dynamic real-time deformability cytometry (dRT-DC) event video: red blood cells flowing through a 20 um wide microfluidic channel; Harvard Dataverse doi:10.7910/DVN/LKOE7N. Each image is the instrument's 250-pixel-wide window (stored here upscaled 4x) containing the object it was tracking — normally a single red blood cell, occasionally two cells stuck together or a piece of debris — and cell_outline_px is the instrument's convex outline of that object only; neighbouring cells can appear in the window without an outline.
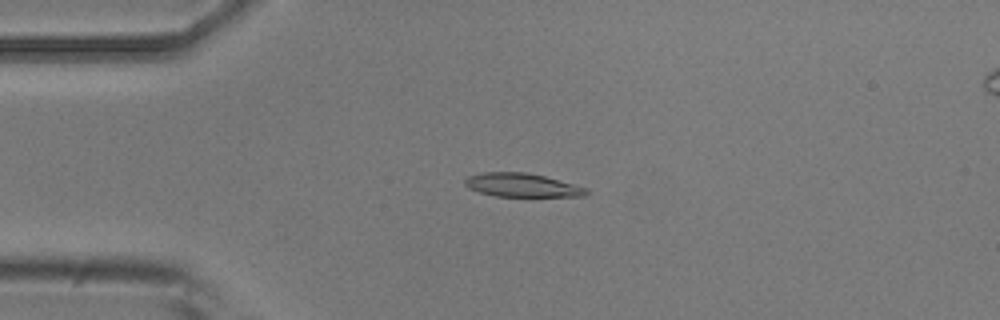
{"species": "common noctule bat (a hibernating species)", "species_latin": "Nyctalus noctula", "temperature_condition": "room temperature", "stored_images_in_passage": 51, "camera_frame_rate_fps": 3000, "um_per_image_px": 0.085, "animal": {"sex": "male", "body_mass_g": 20.5, "forearm_length_mm": 52.5}, "frame": {"image": 1, "passage_image": 12, "time_ms": 3.667, "image_size_px": [1000, 320], "cell_outline_px": [[588, 192], [584, 196], [496, 196], [480, 192], [468, 188], [464, 184], [464, 180], [468, 176], [484, 172], [524, 172], [544, 176], [588, 188]], "centroid_in_image_um": [44.34, 15.73], "position_along_channel_um": 40.7, "area_um2": 16.53}}
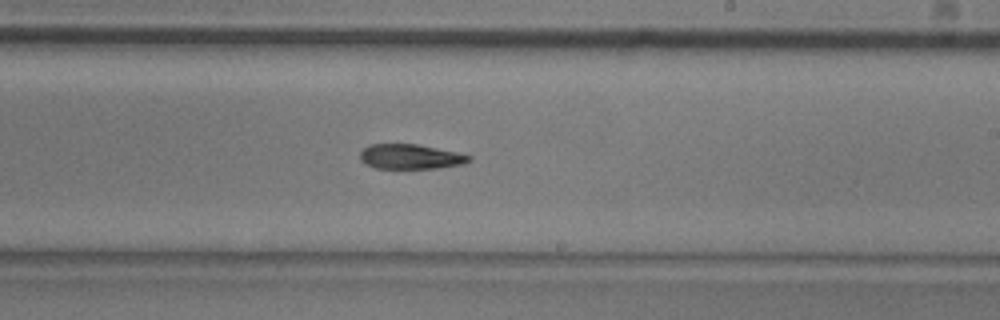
{"frame": {"image": 2, "passage_image": 30, "time_ms": 9.667, "image_size_px": [1000, 320], "cell_outline_px": [[472, 160], [464, 164], [436, 168], [376, 168], [364, 164], [360, 160], [360, 152], [368, 144], [416, 144], [456, 152], [472, 156]], "centroid_in_image_um": [34.87, 13.31], "position_along_channel_um": 254.1, "area_um2": 15.78}}
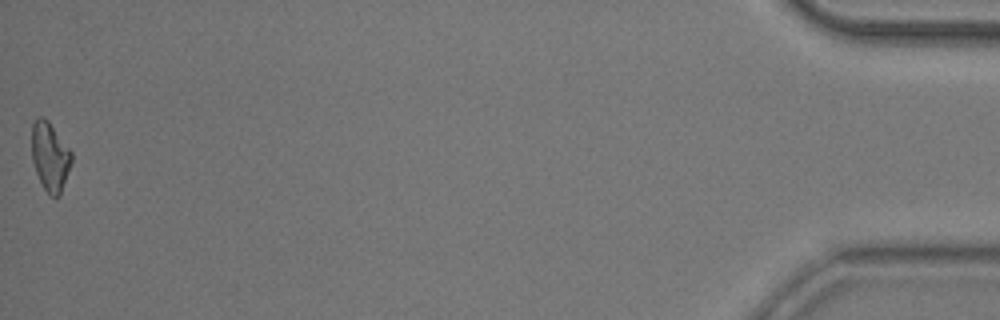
{"frame": {"image": 3, "passage_image": 51, "time_ms": 16.667, "image_size_px": [1000, 320], "cell_outline_px": [[72, 164], [60, 196], [52, 196], [44, 188], [36, 172], [32, 160], [32, 124], [36, 116], [44, 116], [48, 120], [72, 152]], "centroid_in_image_um": [4.26, 13.28], "position_along_channel_um": 430.9, "area_um2": 16.07}, "authors_computed_cell_mechanics": {"area_um2": 16.5886, "velocity_mm_per_s": 3.9483, "shape_relaxation_time_tau1_ms": 3.7297, "shape_relaxation_time_tau2_ms": null, "deformation_change_tau1": 0.1567, "deformation_change_tau2": null}}